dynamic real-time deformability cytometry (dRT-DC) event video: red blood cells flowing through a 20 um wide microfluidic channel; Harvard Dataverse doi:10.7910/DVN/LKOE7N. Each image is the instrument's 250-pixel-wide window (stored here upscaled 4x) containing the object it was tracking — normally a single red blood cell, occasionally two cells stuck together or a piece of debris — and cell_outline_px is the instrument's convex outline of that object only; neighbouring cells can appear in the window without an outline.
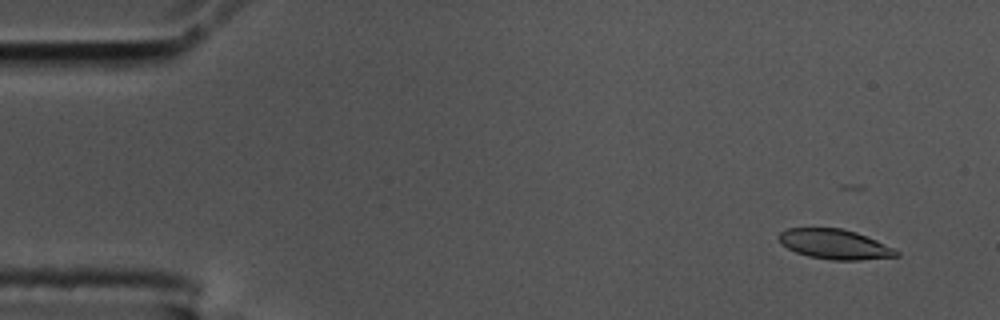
{"species": "common noctule bat (a hibernating species)", "species_latin": "Nyctalus noctula", "temperature_condition": "cold", "stored_images_in_passage": 12, "camera_frame_rate_fps": 3000, "um_per_image_px": 0.085, "animal": {"sex": "male", "body_mass_g": 17.5, "forearm_length_mm": 52.3}, "frame": {"image": 1, "passage_image": 4, "time_ms": 1.0, "image_size_px": [1000, 320], "cell_outline_px": [[900, 256], [860, 260], [832, 260], [808, 256], [796, 252], [780, 244], [776, 236], [780, 232], [788, 228], [840, 228], [856, 232], [876, 240], [900, 252]], "centroid_in_image_um": [70.91, 20.76], "position_along_channel_um": 14.1, "area_um2": 20.46}}